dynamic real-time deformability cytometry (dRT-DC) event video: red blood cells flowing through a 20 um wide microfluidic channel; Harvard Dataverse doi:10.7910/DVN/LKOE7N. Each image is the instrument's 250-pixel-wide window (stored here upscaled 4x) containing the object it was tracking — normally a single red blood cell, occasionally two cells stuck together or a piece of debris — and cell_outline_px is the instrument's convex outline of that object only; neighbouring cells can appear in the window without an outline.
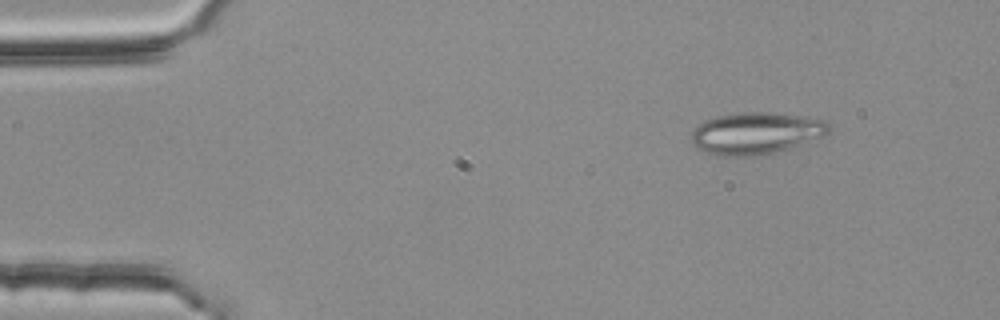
{"species": "common noctule bat (a hibernating species)", "species_latin": "Nyctalus noctula", "temperature_condition": "room temperature", "stored_images_in_passage": 4, "camera_frame_rate_fps": 3000, "um_per_image_px": 0.085, "animal": {"sex": "female", "body_mass_g": 25.1}, "frame": {"image": 1, "passage_image": 2, "time_ms": 0.333, "image_size_px": [1000, 320], "cell_outline_px": [[832, 128], [824, 136], [776, 152], [748, 156], [724, 156], [708, 152], [696, 148], [692, 144], [688, 136], [704, 120], [716, 116], [740, 112], [772, 112], [816, 116], [828, 120]], "centroid_in_image_um": [64.31, 11.29], "position_along_channel_um": 20.7, "area_um2": 34.1}}